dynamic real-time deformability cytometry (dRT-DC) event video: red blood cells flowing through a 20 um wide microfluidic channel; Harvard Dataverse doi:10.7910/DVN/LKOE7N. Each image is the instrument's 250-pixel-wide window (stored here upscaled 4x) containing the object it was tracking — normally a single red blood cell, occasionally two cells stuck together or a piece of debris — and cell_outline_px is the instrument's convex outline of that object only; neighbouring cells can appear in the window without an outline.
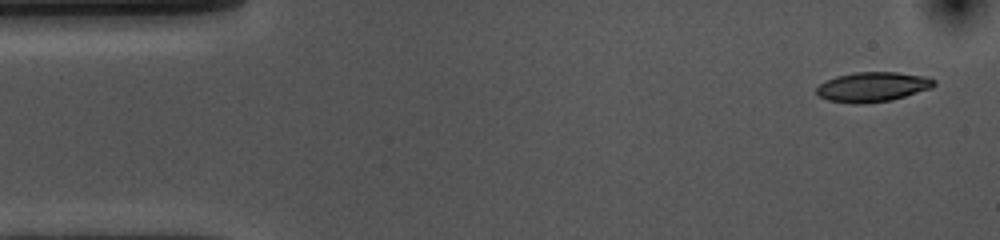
{"species": "common noctule bat (a hibernating species)", "species_latin": "Nyctalus noctula", "temperature_condition": "cold", "stored_images_in_passage": 53, "camera_frame_rate_fps": 3000, "um_per_image_px": 0.085, "animal": {"sex": "female", "body_mass_g": 10.0, "forearm_length_mm": 53.1}, "frame": {"image": 1, "passage_image": 1, "time_ms": 0.0, "image_size_px": [1000, 240], "cell_outline_px": [[936, 84], [932, 88], [892, 100], [864, 104], [852, 104], [828, 100], [820, 96], [816, 92], [816, 88], [820, 84], [836, 76], [856, 72], [896, 72], [928, 76], [936, 80]], "centroid_in_image_um": [74.21, 7.39], "position_along_channel_um": 10.8, "area_um2": 20.52}}
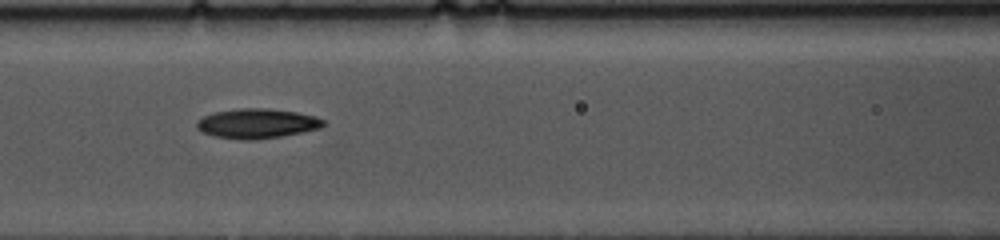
{"frame": {"image": 2, "passage_image": 20, "time_ms": 6.333, "image_size_px": [1000, 240], "cell_outline_px": [[324, 124], [320, 128], [304, 132], [256, 140], [240, 140], [216, 136], [204, 132], [196, 128], [196, 120], [204, 116], [216, 112], [240, 108], [268, 108], [296, 112], [316, 116], [324, 120]], "centroid_in_image_um": [21.85, 10.5], "position_along_channel_um": 144.7, "area_um2": 21.91}}
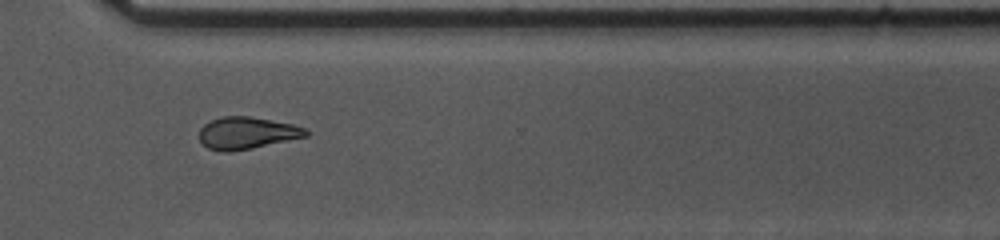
{"frame": {"image": 3, "passage_image": 37, "time_ms": 12.0, "image_size_px": [1000, 240], "cell_outline_px": [[308, 136], [252, 148], [228, 152], [224, 152], [208, 148], [200, 140], [200, 128], [204, 124], [212, 120], [224, 116], [248, 116], [292, 124], [304, 128], [308, 132]], "centroid_in_image_um": [20.97, 11.31], "position_along_channel_um": 349.6, "area_um2": 19.65}, "authors_computed_cell_mechanics": {"area_um2": 20.5768, "velocity_mm_per_s": 3.6226, "shape_relaxation_time_tau1_ms": 4.0634, "shape_relaxation_time_tau2_ms": 8.4912, "deformation_change_tau1": 0.1405, "deformation_change_tau2": 0.1781}}